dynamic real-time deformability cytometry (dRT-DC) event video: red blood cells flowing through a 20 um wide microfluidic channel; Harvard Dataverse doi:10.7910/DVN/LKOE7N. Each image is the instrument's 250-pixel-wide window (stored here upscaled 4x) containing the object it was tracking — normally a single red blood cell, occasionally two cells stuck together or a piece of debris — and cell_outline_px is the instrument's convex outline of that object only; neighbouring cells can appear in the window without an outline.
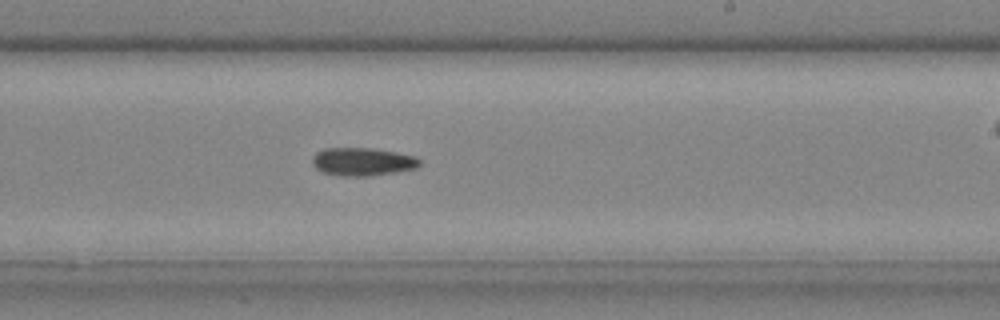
{"species": "common noctule bat (a hibernating species)", "species_latin": "Nyctalus noctula", "temperature_condition": "cold", "stored_images_in_passage": 20, "camera_frame_rate_fps": 3000, "um_per_image_px": 0.085, "animal": {"sex": "male", "body_mass_g": 20.4}, "frame": {"image": 1, "passage_image": 12, "time_ms": 3.667, "image_size_px": [1000, 320], "cell_outline_px": [[420, 164], [416, 168], [396, 172], [368, 176], [340, 176], [320, 172], [312, 164], [312, 156], [316, 152], [324, 148], [372, 148], [396, 152], [416, 156], [420, 160]], "centroid_in_image_um": [30.78, 13.74], "position_along_channel_um": 258.2, "area_um2": 17.74}}